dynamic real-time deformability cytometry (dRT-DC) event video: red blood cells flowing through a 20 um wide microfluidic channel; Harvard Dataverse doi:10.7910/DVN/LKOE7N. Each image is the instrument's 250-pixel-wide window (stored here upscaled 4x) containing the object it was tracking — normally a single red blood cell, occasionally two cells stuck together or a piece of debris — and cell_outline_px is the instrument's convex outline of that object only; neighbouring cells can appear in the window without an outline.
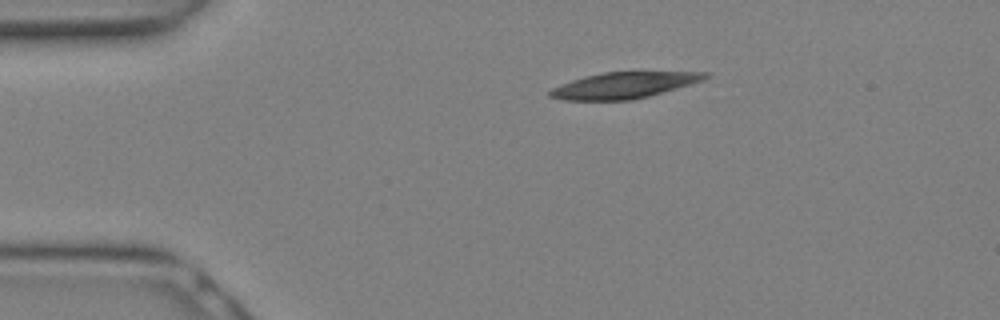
{"species": "Egyptian fruit bat (a non-hibernating species)", "species_latin": "Rousettus aegyptiacus", "temperature_condition": "warm", "stored_images_in_passage": 9, "camera_frame_rate_fps": 3000, "um_per_image_px": 0.085, "animal": {"sex": "female"}, "frame": {"image": 1, "passage_image": 1, "time_ms": 0.0, "image_size_px": [1000, 320], "cell_outline_px": [[708, 76], [704, 80], [648, 96], [632, 100], [560, 100], [548, 96], [548, 92], [552, 88], [572, 80], [584, 76], [604, 72], [708, 72]], "centroid_in_image_um": [52.98, 7.25], "position_along_channel_um": 32.0, "area_um2": 23.41}}
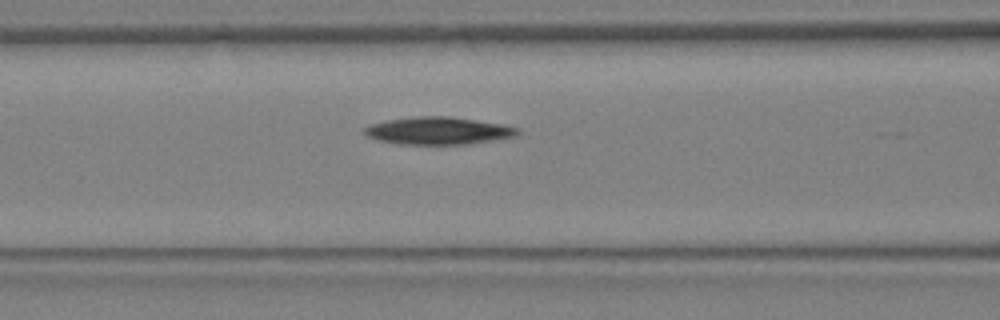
{"frame": {"image": 2, "passage_image": 7, "time_ms": 2.0, "image_size_px": [1000, 320], "cell_outline_px": [[520, 132], [516, 136], [472, 144], [400, 144], [376, 140], [368, 136], [364, 132], [364, 128], [372, 124], [388, 120], [416, 116], [448, 116], [500, 124], [520, 128]], "centroid_in_image_um": [37.27, 11.12], "position_along_channel_um": 129.3, "area_um2": 24.39}}
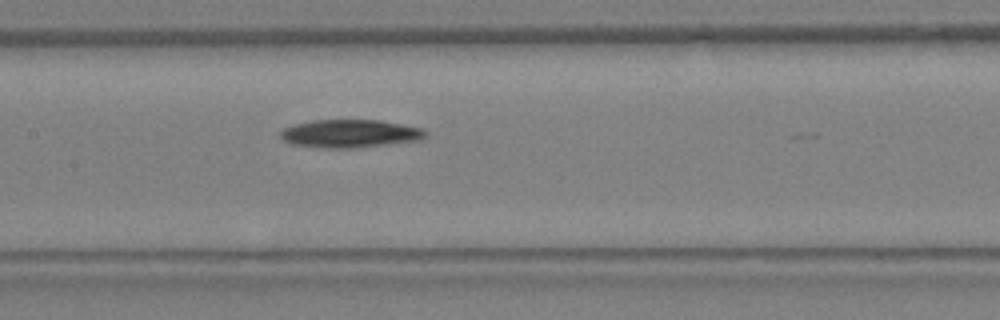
{"frame": {"image": 3, "passage_image": 9, "time_ms": 2.667, "image_size_px": [1000, 320], "cell_outline_px": [[428, 136], [420, 140], [388, 144], [352, 148], [324, 148], [292, 144], [284, 140], [280, 136], [280, 132], [284, 128], [292, 124], [312, 120], [380, 120], [424, 128], [428, 132]], "centroid_in_image_um": [29.78, 11.35], "position_along_channel_um": 177.6, "area_um2": 23.87}}